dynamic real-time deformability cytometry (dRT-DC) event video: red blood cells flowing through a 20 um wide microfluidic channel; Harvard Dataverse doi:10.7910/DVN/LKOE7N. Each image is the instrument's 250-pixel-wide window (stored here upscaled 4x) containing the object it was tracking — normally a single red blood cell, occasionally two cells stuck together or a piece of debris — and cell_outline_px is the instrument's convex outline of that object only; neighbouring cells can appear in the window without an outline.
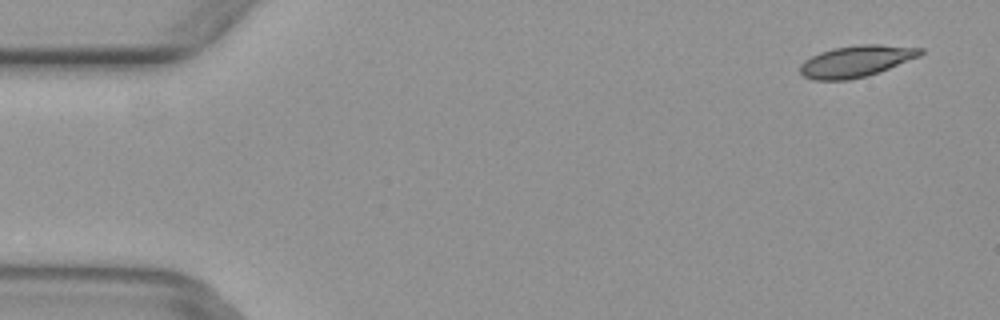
{"species": "common noctule bat (a hibernating species)", "species_latin": "Nyctalus noctula", "temperature_condition": "warm", "stored_images_in_passage": 4, "camera_frame_rate_fps": 3000, "um_per_image_px": 0.085, "animal": {"sex": "female", "body_mass_g": 29.2, "forearm_length_mm": 56.3}, "frame": {"image": 1, "passage_image": 1, "time_ms": 0.0, "image_size_px": [1000, 320], "cell_outline_px": [[924, 52], [920, 56], [868, 76], [848, 80], [812, 80], [804, 76], [800, 72], [800, 64], [804, 60], [820, 52], [832, 48], [860, 44], [880, 44], [924, 48]], "centroid_in_image_um": [72.77, 5.2], "position_along_channel_um": 12.2, "area_um2": 22.2}}